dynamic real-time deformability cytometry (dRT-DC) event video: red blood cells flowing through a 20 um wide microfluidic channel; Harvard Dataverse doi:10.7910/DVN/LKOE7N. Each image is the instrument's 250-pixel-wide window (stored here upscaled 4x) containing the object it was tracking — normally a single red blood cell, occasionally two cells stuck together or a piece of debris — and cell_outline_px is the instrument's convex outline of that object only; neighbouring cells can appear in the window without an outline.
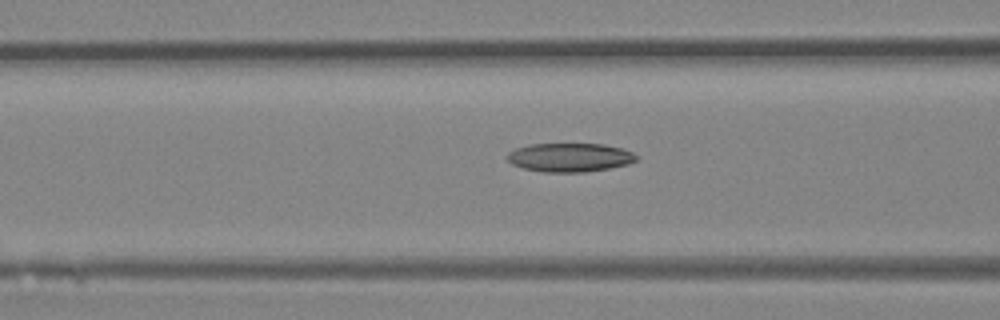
{"species": "Egyptian fruit bat (a non-hibernating species)", "species_latin": "Rousettus aegyptiacus", "temperature_condition": "room temperature", "stored_images_in_passage": 36, "camera_frame_rate_fps": 3000, "um_per_image_px": 0.085, "animal": {"sex": "female"}, "frame": {"image": 1, "passage_image": 18, "time_ms": 5.667, "image_size_px": [1000, 320], "cell_outline_px": [[640, 156], [636, 160], [628, 164], [608, 168], [584, 172], [544, 172], [524, 168], [512, 164], [504, 156], [508, 152], [516, 148], [528, 144], [604, 144], [620, 148], [632, 152]], "centroid_in_image_um": [48.41, 13.37], "position_along_channel_um": 118.2, "area_um2": 21.68}}
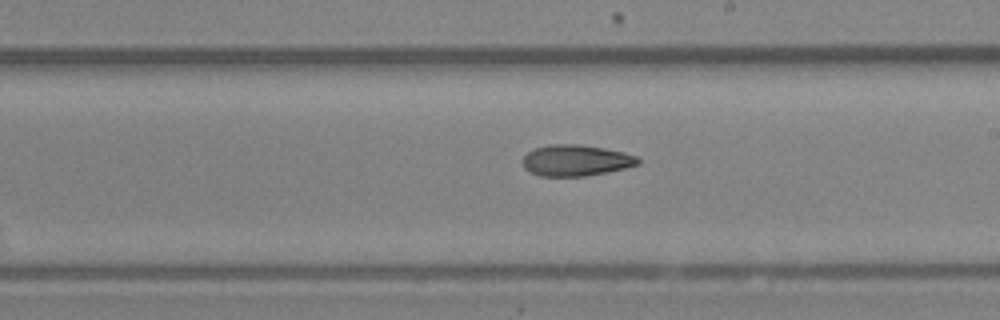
{"frame": {"image": 2, "passage_image": 26, "time_ms": 8.333, "image_size_px": [1000, 320], "cell_outline_px": [[640, 164], [624, 168], [584, 176], [540, 176], [524, 168], [524, 156], [528, 152], [536, 148], [548, 144], [580, 144], [604, 148], [624, 152], [636, 156], [640, 160]], "centroid_in_image_um": [48.96, 13.62], "position_along_channel_um": 240.0, "area_um2": 20.75}}
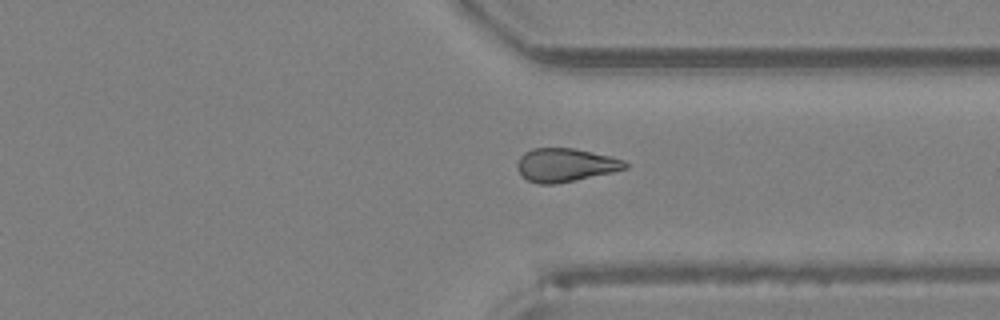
{"frame": {"image": 3, "passage_image": 34, "time_ms": 11.0, "image_size_px": [1000, 320], "cell_outline_px": [[628, 168], [612, 172], [576, 180], [556, 184], [540, 184], [528, 180], [520, 176], [516, 168], [516, 164], [520, 156], [524, 152], [532, 148], [572, 148], [612, 156], [624, 160], [628, 164]], "centroid_in_image_um": [48.03, 14.03], "position_along_channel_um": 363.4, "area_um2": 21.21}}